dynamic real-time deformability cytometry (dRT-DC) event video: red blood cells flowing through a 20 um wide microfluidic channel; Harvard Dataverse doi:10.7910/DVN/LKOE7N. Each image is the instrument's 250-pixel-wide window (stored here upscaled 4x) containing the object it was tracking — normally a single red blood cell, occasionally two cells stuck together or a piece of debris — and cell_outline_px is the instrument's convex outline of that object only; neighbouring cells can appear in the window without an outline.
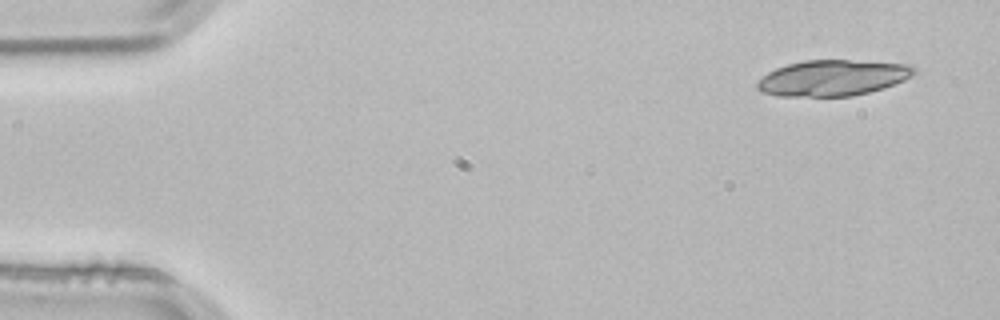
{"species": "common noctule bat (a hibernating species)", "species_latin": "Nyctalus noctula", "temperature_condition": "room temperature", "stored_images_in_passage": 4, "segment_of_instrument_passage": [2, 2], "camera_frame_rate_fps": 3000, "um_per_image_px": 0.085, "animal": {"sex": "male", "body_mass_g": 21.5, "forearm_length_mm": 52.0}, "frame": {"image": 1, "passage_image": 4, "time_ms": 1.0, "image_size_px": [1000, 320], "cell_outline_px": [[916, 72], [912, 76], [904, 80], [884, 88], [852, 96], [776, 96], [760, 92], [756, 88], [756, 84], [768, 72], [776, 68], [788, 64], [804, 60], [848, 60], [912, 64], [916, 68]], "centroid_in_image_um": [70.79, 6.62], "position_along_channel_um": 14.2, "area_um2": 32.89}}